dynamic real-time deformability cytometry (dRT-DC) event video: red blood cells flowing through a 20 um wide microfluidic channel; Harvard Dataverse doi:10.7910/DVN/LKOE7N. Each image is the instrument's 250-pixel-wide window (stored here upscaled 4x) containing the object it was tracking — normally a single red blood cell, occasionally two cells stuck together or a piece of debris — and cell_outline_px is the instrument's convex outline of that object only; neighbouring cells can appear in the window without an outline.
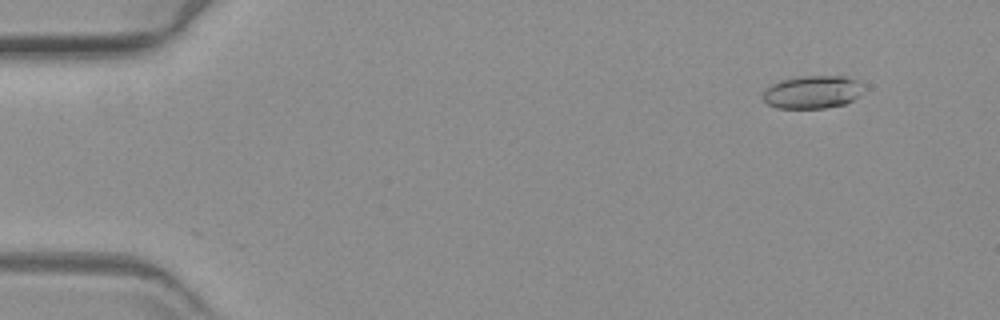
{"species": "common noctule bat (a hibernating species)", "species_latin": "Nyctalus noctula", "temperature_condition": "warm", "stored_images_in_passage": 60, "camera_frame_rate_fps": 3000, "um_per_image_px": 0.085, "animal": {"sex": "female", "body_mass_g": 19.3, "forearm_length_mm": 54.1}, "frame": {"image": 1, "passage_image": 5, "time_ms": 1.333, "image_size_px": [1000, 320], "cell_outline_px": [[856, 96], [852, 100], [844, 104], [824, 108], [776, 108], [768, 104], [764, 100], [764, 92], [772, 84], [780, 80], [796, 76], [844, 76], [856, 80]], "centroid_in_image_um": [68.93, 7.83], "position_along_channel_um": 16.1, "area_um2": 18.61}}
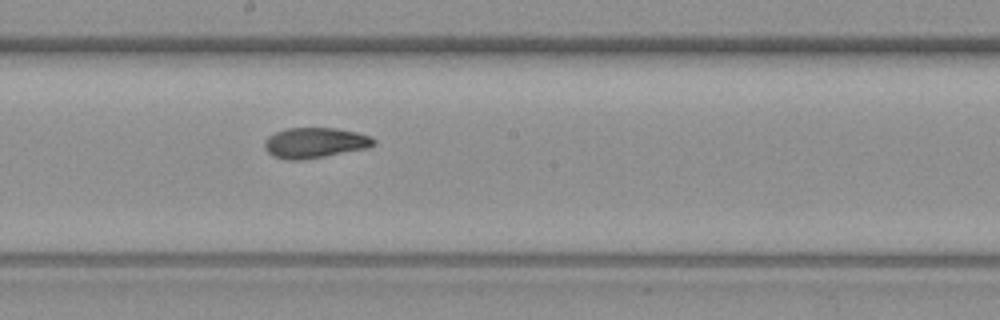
{"frame": {"image": 2, "passage_image": 33, "time_ms": 10.667, "image_size_px": [1000, 320], "cell_outline_px": [[376, 144], [368, 148], [324, 156], [300, 160], [288, 160], [272, 156], [264, 148], [264, 140], [268, 136], [276, 132], [288, 128], [336, 128], [356, 132], [372, 136], [376, 140]], "centroid_in_image_um": [26.77, 12.13], "position_along_channel_um": 221.4, "area_um2": 19.42}}
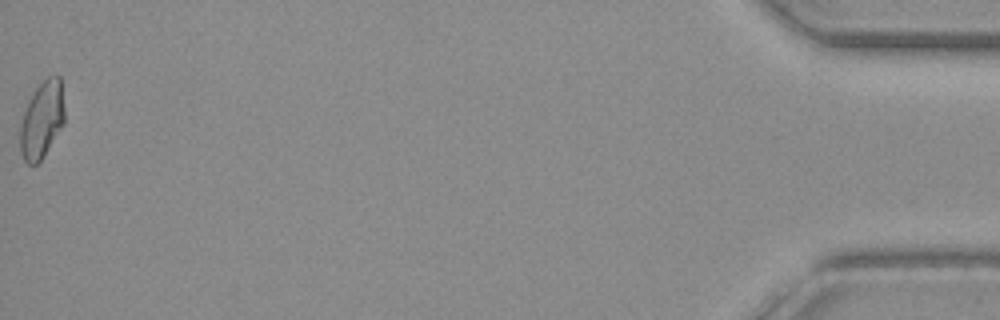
{"frame": {"image": 3, "passage_image": 60, "time_ms": 19.667, "image_size_px": [1000, 320], "cell_outline_px": [[64, 124], [44, 156], [36, 164], [28, 164], [24, 160], [20, 152], [20, 124], [28, 96], [48, 76], [56, 72], [60, 76], [64, 108]], "centroid_in_image_um": [3.55, 10.14], "position_along_channel_um": 431.6, "area_um2": 20.29}}